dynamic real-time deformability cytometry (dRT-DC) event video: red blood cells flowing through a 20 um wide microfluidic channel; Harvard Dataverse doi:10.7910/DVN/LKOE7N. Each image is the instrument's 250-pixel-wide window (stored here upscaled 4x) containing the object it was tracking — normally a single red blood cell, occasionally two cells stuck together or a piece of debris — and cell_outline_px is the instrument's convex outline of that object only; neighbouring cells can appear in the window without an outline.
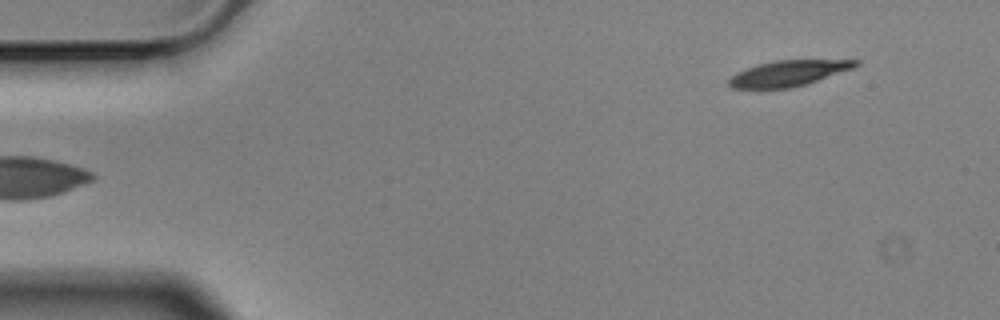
{"species": "Egyptian fruit bat (a non-hibernating species)", "species_latin": "Rousettus aegyptiacus", "temperature_condition": "cold", "stored_images_in_passage": 5, "camera_frame_rate_fps": 3000, "um_per_image_px": 0.085, "animal": {"sex": "male"}, "frame": {"image": 1, "passage_image": 5, "time_ms": 1.333, "image_size_px": [1000, 320], "cell_outline_px": [[860, 64], [852, 68], [792, 88], [732, 88], [728, 84], [728, 80], [736, 72], [772, 60], [860, 60]], "centroid_in_image_um": [66.98, 6.22], "position_along_channel_um": 18.0, "area_um2": 18.55}}